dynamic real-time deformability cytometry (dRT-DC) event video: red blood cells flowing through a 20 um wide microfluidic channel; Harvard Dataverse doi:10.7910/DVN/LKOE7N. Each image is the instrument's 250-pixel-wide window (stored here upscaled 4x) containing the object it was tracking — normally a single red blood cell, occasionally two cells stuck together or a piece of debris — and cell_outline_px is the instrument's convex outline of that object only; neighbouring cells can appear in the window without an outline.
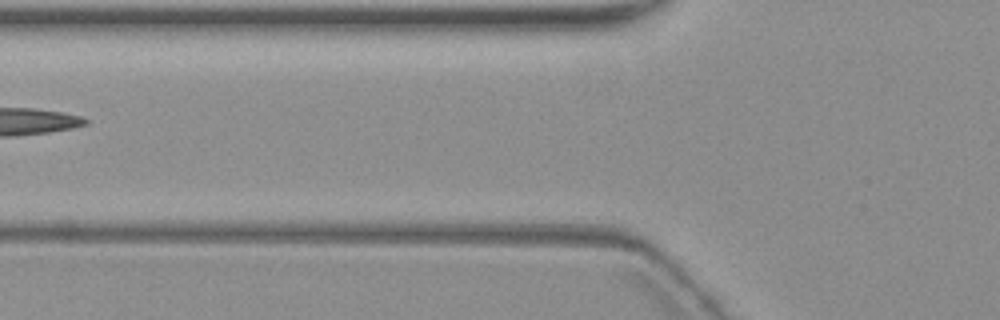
{"species": "common noctule bat (a hibernating species)", "species_latin": "Nyctalus noctula", "temperature_condition": "warm", "stored_images_in_passage": 7, "camera_frame_rate_fps": 3000, "um_per_image_px": 0.085, "animal": {"sex": "female", "body_mass_g": 19.3, "forearm_length_mm": 54.1}, "frame": {"image": 1, "passage_image": 6, "time_ms": 6.0, "image_size_px": [1000, 320], "cell_outline_px": [[636, 248], [632, 252], [472, 248], [456, 244], [460, 240], [484, 236], [528, 236], [616, 244]], "centroid_in_image_um": [45.91, 20.75], "position_along_channel_um": 79.9, "area_um2": 13.24}}